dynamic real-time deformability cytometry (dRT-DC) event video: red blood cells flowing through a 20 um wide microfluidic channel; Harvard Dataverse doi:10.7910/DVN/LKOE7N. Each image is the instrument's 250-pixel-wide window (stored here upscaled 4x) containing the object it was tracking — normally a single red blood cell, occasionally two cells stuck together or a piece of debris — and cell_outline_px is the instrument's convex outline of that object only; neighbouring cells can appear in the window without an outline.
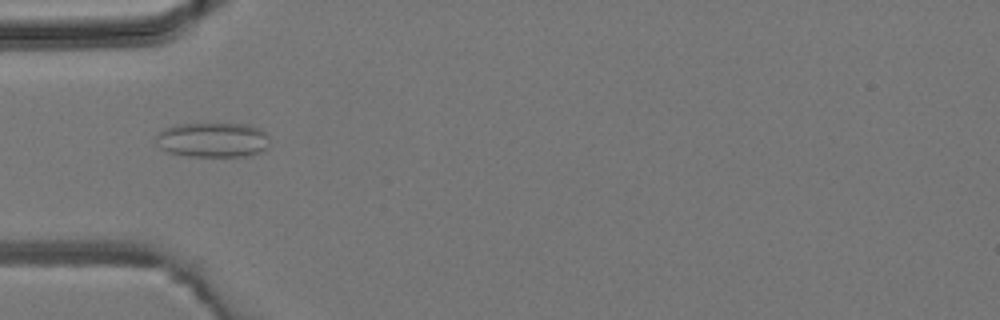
{"species": "common noctule bat (a hibernating species)", "species_latin": "Nyctalus noctula", "temperature_condition": "room temperature", "stored_images_in_passage": 5, "camera_frame_rate_fps": 3000, "um_per_image_px": 0.085, "animal": {"sex": "male", "body_mass_g": 19.2, "forearm_length_mm": 51.8}, "frame": {"image": 1, "passage_image": 5, "time_ms": 4.667, "image_size_px": [1000, 320], "cell_outline_px": [[268, 148], [260, 152], [248, 156], [188, 156], [168, 152], [160, 148], [156, 144], [156, 136], [164, 128], [176, 124], [248, 124], [260, 128], [268, 136]], "centroid_in_image_um": [18.08, 11.89], "position_along_channel_um": 66.9, "area_um2": 23.18}}